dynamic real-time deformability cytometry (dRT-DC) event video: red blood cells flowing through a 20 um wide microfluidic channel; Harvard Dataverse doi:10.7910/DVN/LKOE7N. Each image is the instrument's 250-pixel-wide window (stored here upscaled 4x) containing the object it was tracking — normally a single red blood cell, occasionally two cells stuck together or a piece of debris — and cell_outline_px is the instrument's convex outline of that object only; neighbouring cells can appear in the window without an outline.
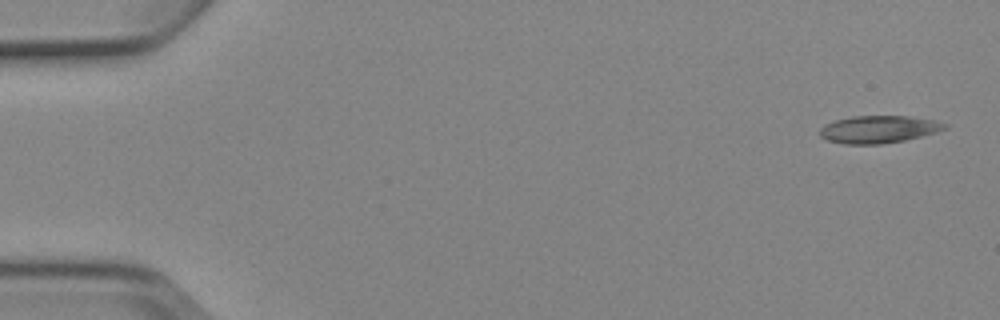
{"species": "Egyptian fruit bat (a non-hibernating species)", "species_latin": "Rousettus aegyptiacus", "temperature_condition": "cold", "stored_images_in_passage": 5, "camera_frame_rate_fps": 3000, "um_per_image_px": 0.085, "animal": {"sex": "female"}, "frame": {"image": 1, "passage_image": 1, "time_ms": 0.0, "image_size_px": [1000, 320], "cell_outline_px": [[948, 128], [936, 132], [904, 140], [880, 144], [844, 144], [828, 140], [820, 136], [820, 128], [824, 124], [836, 120], [852, 116], [908, 116], [932, 120], [948, 124]], "centroid_in_image_um": [74.66, 10.99], "position_along_channel_um": 10.3, "area_um2": 19.83}}
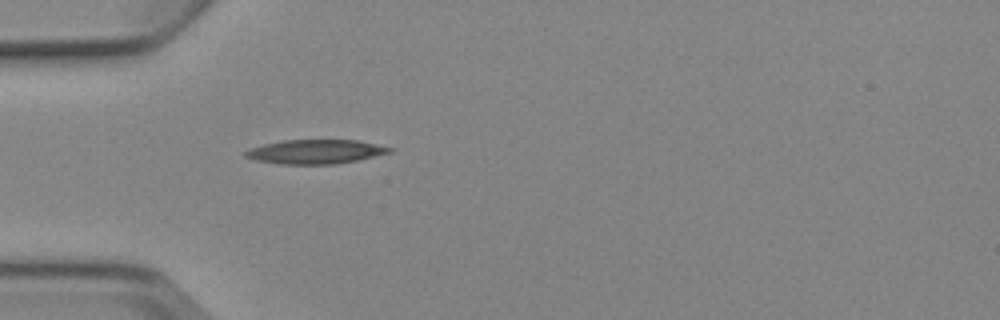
{"frame": {"image": 2, "passage_image": 5, "time_ms": 4.667, "image_size_px": [1000, 320], "cell_outline_px": [[396, 148], [392, 152], [356, 160], [336, 164], [280, 164], [256, 160], [244, 156], [244, 152], [248, 148], [264, 144], [284, 140], [356, 140]], "centroid_in_image_um": [26.81, 12.89], "position_along_channel_um": 58.2, "area_um2": 20.29}}